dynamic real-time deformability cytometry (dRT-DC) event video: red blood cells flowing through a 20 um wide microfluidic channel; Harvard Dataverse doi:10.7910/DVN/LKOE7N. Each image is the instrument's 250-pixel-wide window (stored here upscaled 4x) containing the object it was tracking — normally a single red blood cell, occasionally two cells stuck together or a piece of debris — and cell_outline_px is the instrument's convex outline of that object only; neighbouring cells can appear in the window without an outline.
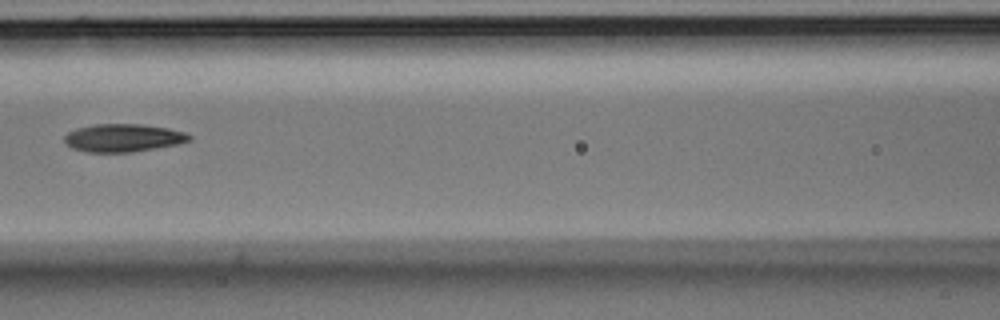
{"species": "Egyptian fruit bat (a non-hibernating species)", "species_latin": "Rousettus aegyptiacus", "temperature_condition": "room temperature", "stored_images_in_passage": 8, "camera_frame_rate_fps": 3000, "um_per_image_px": 0.085, "animal": {"sex": "male"}, "frame": {"image": 1, "passage_image": 8, "time_ms": 2.333, "image_size_px": [1000, 320], "cell_outline_px": [[192, 140], [176, 144], [132, 152], [88, 152], [72, 148], [64, 140], [64, 136], [68, 132], [76, 128], [96, 124], [144, 124], [168, 128], [184, 132], [192, 136]], "centroid_in_image_um": [10.47, 11.71], "position_along_channel_um": 156.1, "area_um2": 20.23}}